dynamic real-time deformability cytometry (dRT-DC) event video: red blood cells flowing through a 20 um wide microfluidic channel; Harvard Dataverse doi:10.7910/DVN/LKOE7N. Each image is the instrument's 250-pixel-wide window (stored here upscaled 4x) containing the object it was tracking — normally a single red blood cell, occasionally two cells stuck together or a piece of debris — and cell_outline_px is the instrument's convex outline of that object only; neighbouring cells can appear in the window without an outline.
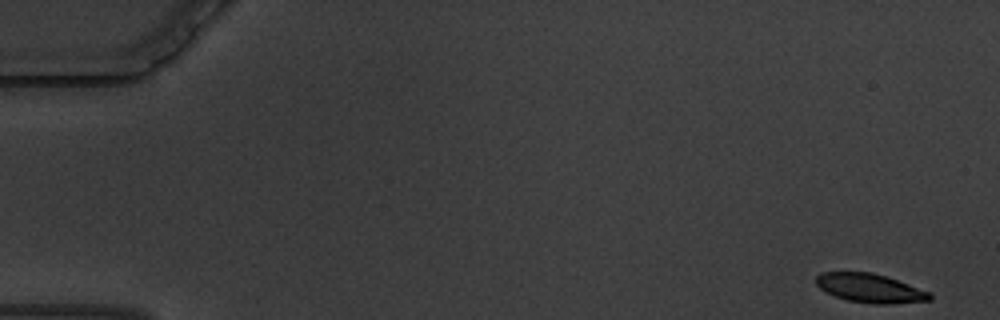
{"species": "common noctule bat (a hibernating species)", "species_latin": "Nyctalus noctula", "temperature_condition": "warm", "stored_images_in_passage": 59, "camera_frame_rate_fps": 3000, "um_per_image_px": 0.085, "animal": {"sex": "male", "body_mass_g": 19.5, "forearm_length_mm": 54.6}, "frame": {"image": 1, "passage_image": 1, "time_ms": 0.0, "image_size_px": [1000, 320], "cell_outline_px": [[932, 300], [892, 304], [872, 304], [848, 300], [824, 292], [816, 284], [816, 276], [820, 272], [872, 272], [932, 292]], "centroid_in_image_um": [73.96, 24.5], "position_along_channel_um": 11.0, "area_um2": 19.19}}
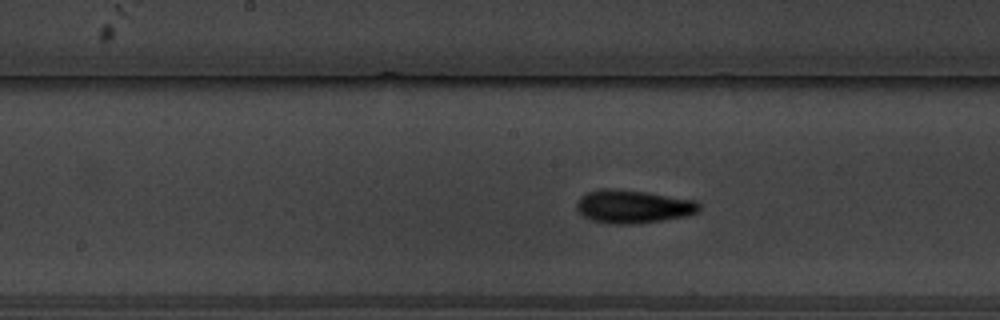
{"frame": {"image": 2, "passage_image": 30, "time_ms": 9.667, "image_size_px": [1000, 320], "cell_outline_px": [[700, 212], [684, 216], [636, 224], [612, 224], [592, 220], [584, 216], [576, 208], [576, 204], [580, 196], [588, 192], [600, 188], [616, 188], [644, 192], [696, 200], [700, 204]], "centroid_in_image_um": [53.8, 17.55], "position_along_channel_um": 194.4, "area_um2": 23.7}}
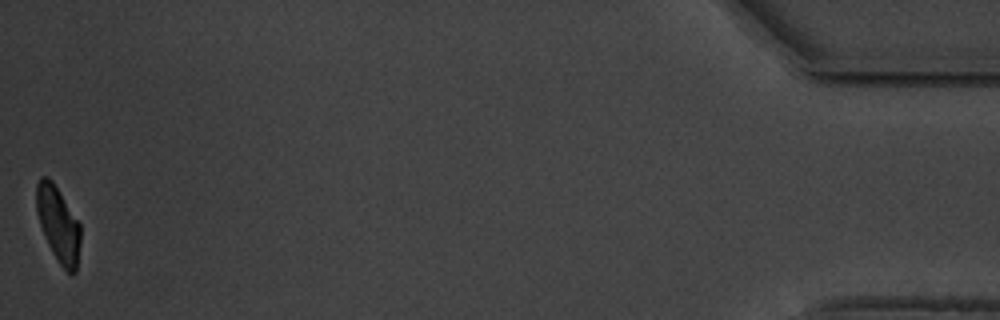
{"frame": {"image": 3, "passage_image": 59, "time_ms": 19.333, "image_size_px": [1000, 320], "cell_outline_px": [[80, 244], [76, 272], [72, 276], [60, 264], [52, 252], [44, 236], [36, 212], [36, 184], [40, 176], [48, 176], [52, 180], [80, 224]], "centroid_in_image_um": [4.94, 19.05], "position_along_channel_um": 430.3, "area_um2": 19.36}, "authors_computed_cell_mechanics": {"area_um2": 21.386, "velocity_mm_per_s": 3.3758, "shape_relaxation_time_tau1_ms": 3.0163, "shape_relaxation_time_tau2_ms": 2.8344, "deformation_change_tau1": 0.1338, "deformation_change_tau2": 0.0883}}